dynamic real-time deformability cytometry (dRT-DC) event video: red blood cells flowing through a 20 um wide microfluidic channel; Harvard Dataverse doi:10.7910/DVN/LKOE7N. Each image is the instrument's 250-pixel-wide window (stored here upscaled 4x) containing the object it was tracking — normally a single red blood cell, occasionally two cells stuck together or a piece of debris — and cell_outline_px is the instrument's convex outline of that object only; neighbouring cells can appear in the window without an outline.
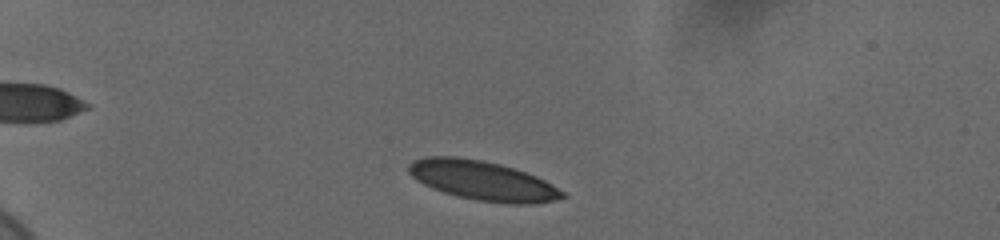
{"species": "human", "species_latin": "Homo sapiens", "temperature_condition": "cold", "stored_images_in_passage": 46, "camera_frame_rate_fps": 3000, "um_per_image_px": 0.085, "donor": {"sex": "female"}, "frame": {"image": 1, "passage_image": 4, "time_ms": 1.0, "image_size_px": [1000, 240], "cell_outline_px": [[568, 196], [552, 200], [532, 204], [508, 204], [476, 200], [456, 196], [432, 188], [416, 180], [408, 172], [408, 164], [412, 160], [428, 156], [456, 156], [484, 160], [500, 164], [536, 176], [552, 184], [564, 192]], "centroid_in_image_um": [40.99, 15.34], "position_along_channel_um": 44.0, "area_um2": 35.37}}
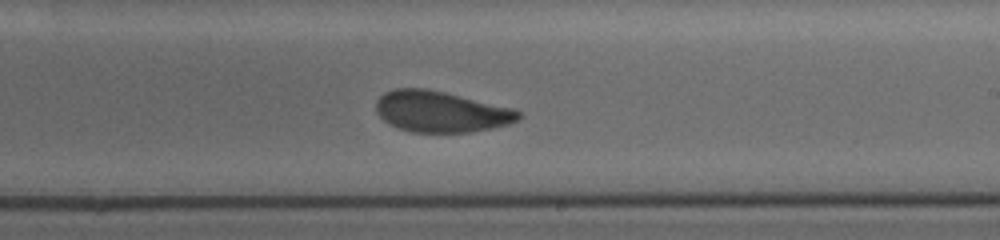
{"frame": {"image": 2, "passage_image": 26, "time_ms": 8.333, "image_size_px": [1000, 240], "cell_outline_px": [[520, 116], [516, 120], [508, 124], [492, 128], [472, 132], [412, 132], [396, 128], [384, 120], [376, 112], [376, 100], [384, 92], [396, 88], [424, 88], [444, 92], [516, 108], [520, 112]], "centroid_in_image_um": [37.47, 9.49], "position_along_channel_um": 251.5, "area_um2": 34.16}}
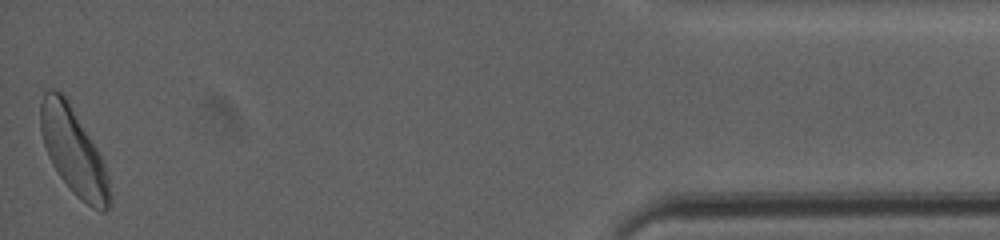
{"frame": {"image": 3, "passage_image": 46, "time_ms": 15.0, "image_size_px": [1000, 240], "cell_outline_px": [[112, 204], [104, 212], [100, 212], [92, 208], [76, 196], [72, 192], [60, 176], [52, 164], [48, 156], [44, 144], [40, 128], [40, 104], [44, 92], [48, 88], [52, 88], [60, 92], [68, 100], [104, 160], [112, 192]], "centroid_in_image_um": [6.28, 12.9], "position_along_channel_um": 428.9, "area_um2": 35.2}, "authors_computed_cell_mechanics": {"area_um2": 34.4199, "velocity_mm_per_s": 3.64, "shape_relaxation_time_tau1_ms": 4.416, "shape_relaxation_time_tau2_ms": 2.0685, "deformation_change_tau1": 0.1192, "deformation_change_tau2": 0.0622}}